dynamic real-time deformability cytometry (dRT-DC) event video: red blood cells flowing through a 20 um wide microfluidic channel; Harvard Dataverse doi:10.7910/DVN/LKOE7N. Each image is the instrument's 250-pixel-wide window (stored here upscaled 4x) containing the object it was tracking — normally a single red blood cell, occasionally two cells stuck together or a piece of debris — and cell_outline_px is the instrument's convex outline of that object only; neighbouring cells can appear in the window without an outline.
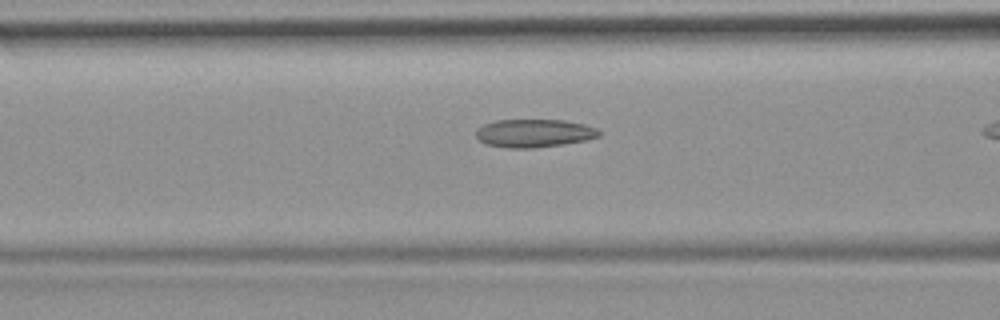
{"species": "common noctule bat (a hibernating species)", "species_latin": "Nyctalus noctula", "temperature_condition": "room temperature", "stored_images_in_passage": 12, "camera_frame_rate_fps": 3000, "um_per_image_px": 0.085, "animal": {"sex": "female", "body_mass_g": 19.9}, "frame": {"image": 1, "passage_image": 10, "time_ms": 3.0, "image_size_px": [1000, 320], "cell_outline_px": [[600, 136], [588, 140], [532, 148], [508, 148], [484, 144], [476, 136], [476, 128], [484, 124], [496, 120], [564, 120], [584, 124], [596, 128], [600, 132]], "centroid_in_image_um": [45.38, 11.32], "position_along_channel_um": 121.2, "area_um2": 20.17}}